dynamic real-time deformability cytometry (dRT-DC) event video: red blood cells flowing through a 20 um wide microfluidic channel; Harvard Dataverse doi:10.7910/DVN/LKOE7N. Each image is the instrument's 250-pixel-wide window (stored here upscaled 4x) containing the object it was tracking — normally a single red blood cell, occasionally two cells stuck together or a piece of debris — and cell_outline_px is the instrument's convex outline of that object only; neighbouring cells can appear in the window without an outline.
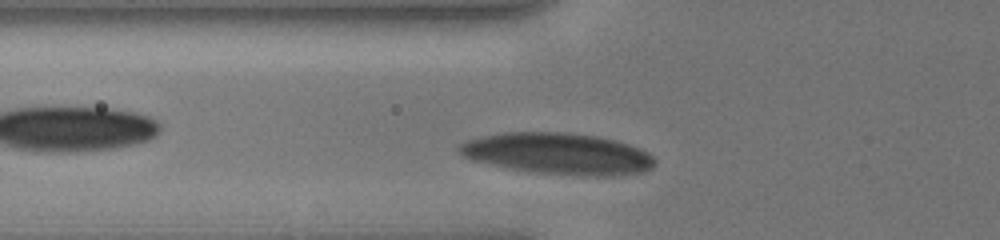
{"species": "human", "species_latin": "Homo sapiens", "temperature_condition": "cold", "stored_images_in_passage": 38, "camera_frame_rate_fps": 3000, "um_per_image_px": 0.085, "donor": {"sex": "male"}, "frame": {"image": 1, "passage_image": 9, "time_ms": 2.667, "image_size_px": [1000, 240], "cell_outline_px": [[656, 164], [652, 168], [644, 172], [608, 176], [596, 176], [536, 172], [504, 168], [472, 160], [464, 156], [456, 148], [456, 144], [464, 140], [504, 132], [572, 132], [600, 136], [616, 140], [640, 148], [648, 152], [656, 160]], "centroid_in_image_um": [47.42, 13.05], "position_along_channel_um": 78.4, "area_um2": 47.63}}
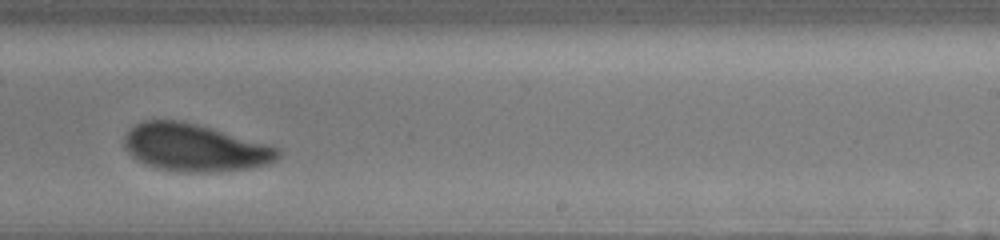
{"frame": {"image": 2, "passage_image": 24, "time_ms": 7.667, "image_size_px": [1000, 240], "cell_outline_px": [[280, 156], [276, 160], [268, 164], [252, 168], [212, 172], [180, 172], [156, 168], [144, 164], [132, 156], [128, 152], [124, 144], [124, 136], [136, 124], [144, 120], [180, 120], [212, 128], [272, 144], [280, 148]], "centroid_in_image_um": [16.6, 12.55], "position_along_channel_um": 272.4, "area_um2": 42.89}}
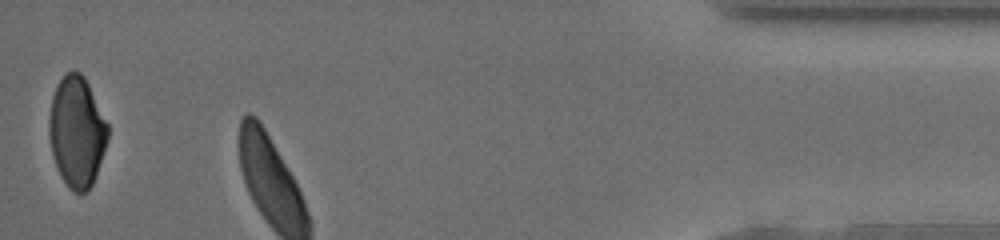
{"frame": {"image": 3, "passage_image": 38, "time_ms": 12.333, "image_size_px": [1000, 240], "cell_outline_px": [[108, 136], [92, 184], [88, 192], [72, 192], [68, 188], [60, 176], [52, 152], [48, 132], [48, 120], [52, 96], [56, 84], [64, 72], [72, 68], [80, 72], [84, 76], [108, 124]], "centroid_in_image_um": [6.49, 11.15], "position_along_channel_um": 428.7, "area_um2": 37.92}, "authors_computed_cell_mechanics": {"area_um2": 42.5119, "velocity_mm_per_s": 3.8968, "shape_relaxation_time_tau1_ms": 2.1079, "shape_relaxation_time_tau2_ms": 1.8955, "deformation_change_tau1": 0.1129, "deformation_change_tau2": 0.0681}}